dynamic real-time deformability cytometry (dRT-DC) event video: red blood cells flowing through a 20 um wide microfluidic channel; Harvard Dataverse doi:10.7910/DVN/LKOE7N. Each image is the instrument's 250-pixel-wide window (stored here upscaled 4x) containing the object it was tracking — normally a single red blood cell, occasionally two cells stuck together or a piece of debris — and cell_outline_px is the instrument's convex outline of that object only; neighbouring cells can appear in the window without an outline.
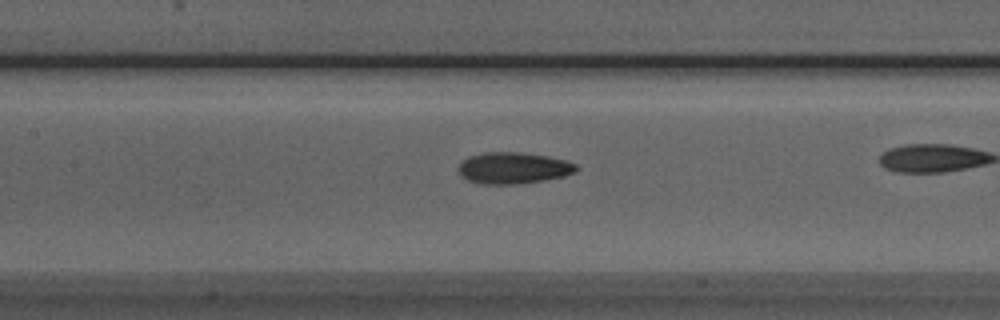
{"species": "Egyptian fruit bat (a non-hibernating species)", "species_latin": "Rousettus aegyptiacus", "temperature_condition": "room temperature", "stored_images_in_passage": 41, "camera_frame_rate_fps": 3000, "um_per_image_px": 0.085, "animal": {"sex": "male"}, "frame": {"image": 1, "passage_image": 24, "time_ms": 7.667, "image_size_px": [1000, 320], "cell_outline_px": [[580, 168], [576, 172], [564, 176], [544, 180], [516, 184], [480, 184], [468, 180], [460, 176], [456, 168], [460, 160], [468, 156], [484, 152], [520, 152], [548, 156], [568, 160], [576, 164]], "centroid_in_image_um": [43.6, 14.27], "position_along_channel_um": 163.8, "area_um2": 22.08}}
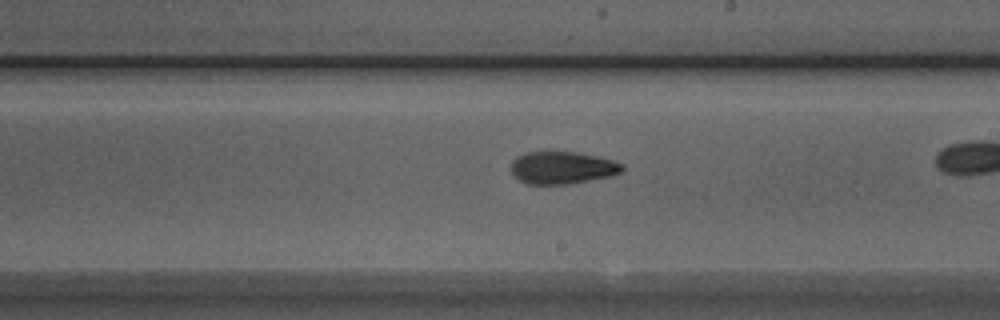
{"frame": {"image": 2, "passage_image": 30, "time_ms": 9.667, "image_size_px": [1000, 320], "cell_outline_px": [[624, 168], [620, 172], [608, 176], [568, 184], [528, 184], [520, 180], [512, 172], [512, 160], [516, 156], [524, 152], [552, 148], [580, 152], [612, 160], [624, 164]], "centroid_in_image_um": [47.75, 14.19], "position_along_channel_um": 241.3, "area_um2": 21.62}}